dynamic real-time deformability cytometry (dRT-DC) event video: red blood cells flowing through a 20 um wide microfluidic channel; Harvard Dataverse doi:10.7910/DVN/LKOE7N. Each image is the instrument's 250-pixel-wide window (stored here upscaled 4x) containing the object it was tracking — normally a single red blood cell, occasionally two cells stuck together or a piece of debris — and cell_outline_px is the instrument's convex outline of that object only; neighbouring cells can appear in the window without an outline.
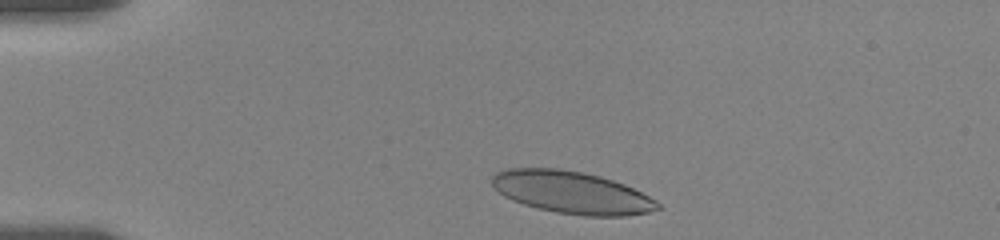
{"species": "human", "species_latin": "Homo sapiens", "temperature_condition": "room temperature", "stored_images_in_passage": 39, "camera_frame_rate_fps": 3000, "um_per_image_px": 0.085, "donor": {"sex": "female"}, "frame": {"image": 1, "passage_image": 3, "time_ms": 0.667, "image_size_px": [1000, 240], "cell_outline_px": [[664, 208], [648, 212], [628, 216], [584, 216], [556, 212], [536, 208], [512, 200], [504, 196], [492, 184], [492, 176], [496, 172], [508, 168], [556, 168], [584, 172], [600, 176], [624, 184], [656, 200]], "centroid_in_image_um": [48.61, 16.36], "position_along_channel_um": 36.4, "area_um2": 40.86}}
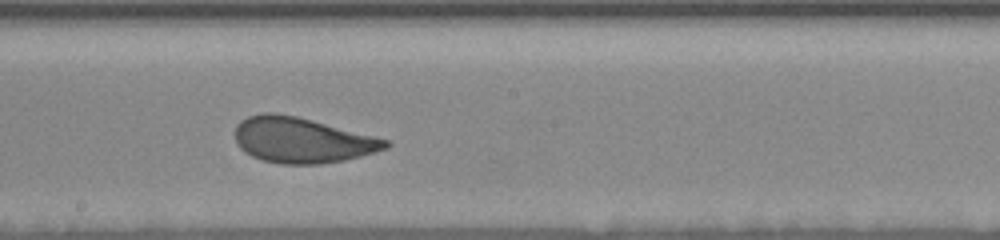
{"frame": {"image": 2, "passage_image": 23, "time_ms": 7.333, "image_size_px": [1000, 240], "cell_outline_px": [[392, 144], [388, 148], [360, 156], [344, 160], [320, 164], [280, 164], [264, 160], [252, 156], [244, 152], [240, 148], [236, 140], [236, 124], [240, 120], [248, 116], [264, 112], [272, 112], [296, 116], [388, 140]], "centroid_in_image_um": [25.64, 11.91], "position_along_channel_um": 222.6, "area_um2": 39.59}}
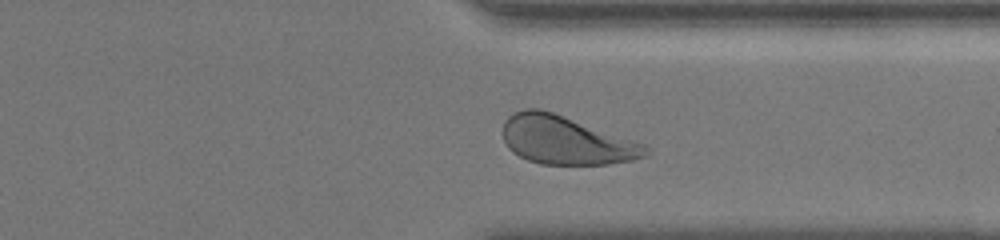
{"frame": {"image": 3, "passage_image": 35, "time_ms": 11.333, "image_size_px": [1000, 240], "cell_outline_px": [[652, 152], [648, 156], [632, 160], [608, 164], [540, 164], [528, 160], [512, 152], [508, 148], [504, 140], [504, 120], [512, 112], [524, 108], [540, 108], [552, 112], [644, 144]], "centroid_in_image_um": [48.09, 11.92], "position_along_channel_um": 363.3, "area_um2": 40.06}, "authors_computed_cell_mechanics": {"area_um2": 39.9976, "velocity_mm_per_s": 3.5169, "shape_relaxation_time_tau1_ms": 4.0483, "shape_relaxation_time_tau2_ms": 0.7658, "deformation_change_tau1": 0.139, "deformation_change_tau2": 0.074}}